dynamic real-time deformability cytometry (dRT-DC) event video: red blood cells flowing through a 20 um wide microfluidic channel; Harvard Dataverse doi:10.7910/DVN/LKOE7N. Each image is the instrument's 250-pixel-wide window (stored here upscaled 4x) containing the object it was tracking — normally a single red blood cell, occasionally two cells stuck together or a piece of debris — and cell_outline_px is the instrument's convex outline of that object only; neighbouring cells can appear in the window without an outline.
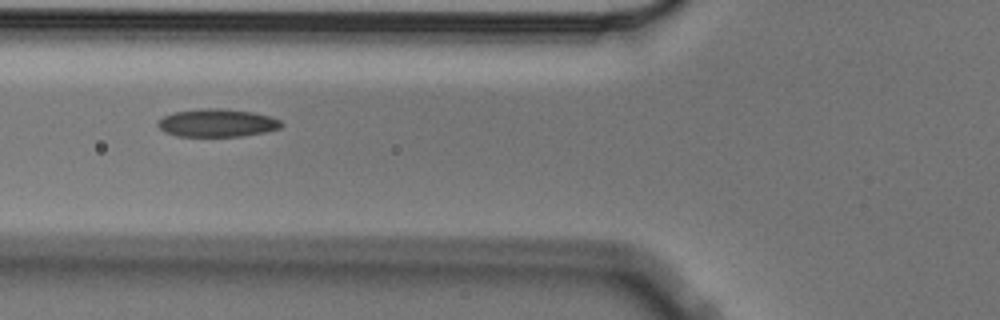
{"species": "Egyptian fruit bat (a non-hibernating species)", "species_latin": "Rousettus aegyptiacus", "temperature_condition": "cold", "stored_images_in_passage": 7, "camera_frame_rate_fps": 3000, "um_per_image_px": 0.085, "animal": {"sex": "male"}, "frame": {"image": 1, "passage_image": 3, "time_ms": 0.667, "image_size_px": [1000, 320], "cell_outline_px": [[284, 124], [280, 128], [268, 132], [244, 136], [176, 136], [164, 132], [156, 124], [164, 116], [172, 112], [200, 108], [224, 108], [252, 112], [272, 116], [280, 120]], "centroid_in_image_um": [18.48, 10.44], "position_along_channel_um": 107.3, "area_um2": 20.4}}
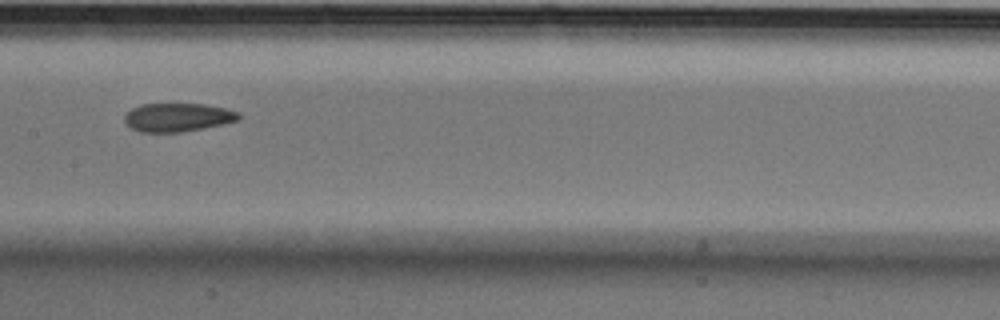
{"frame": {"image": 2, "passage_image": 5, "time_ms": 1.333, "image_size_px": [1000, 320], "cell_outline_px": [[240, 120], [180, 132], [140, 132], [132, 128], [124, 120], [124, 116], [132, 108], [140, 104], [204, 104], [224, 108], [236, 112], [240, 116]], "centroid_in_image_um": [15.06, 9.97], "position_along_channel_um": 192.3, "area_um2": 18.61}}
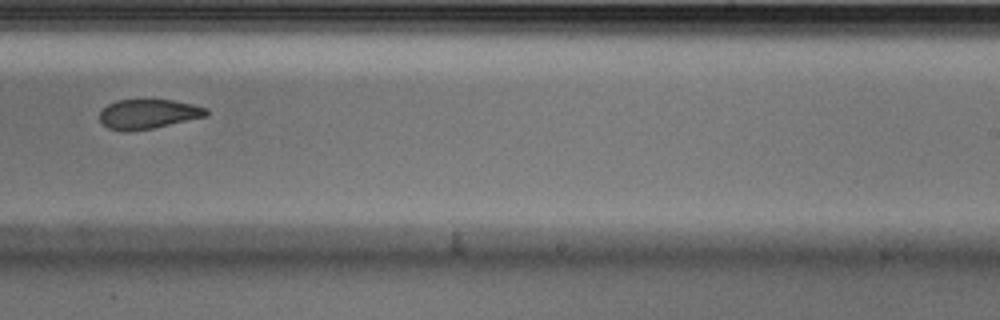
{"frame": {"image": 3, "passage_image": 7, "time_ms": 2.0, "image_size_px": [1000, 320], "cell_outline_px": [[208, 116], [152, 128], [128, 132], [108, 128], [100, 120], [100, 112], [108, 104], [116, 100], [172, 100], [192, 104], [208, 108]], "centroid_in_image_um": [12.61, 9.69], "position_along_channel_um": 276.4, "area_um2": 18.26}}